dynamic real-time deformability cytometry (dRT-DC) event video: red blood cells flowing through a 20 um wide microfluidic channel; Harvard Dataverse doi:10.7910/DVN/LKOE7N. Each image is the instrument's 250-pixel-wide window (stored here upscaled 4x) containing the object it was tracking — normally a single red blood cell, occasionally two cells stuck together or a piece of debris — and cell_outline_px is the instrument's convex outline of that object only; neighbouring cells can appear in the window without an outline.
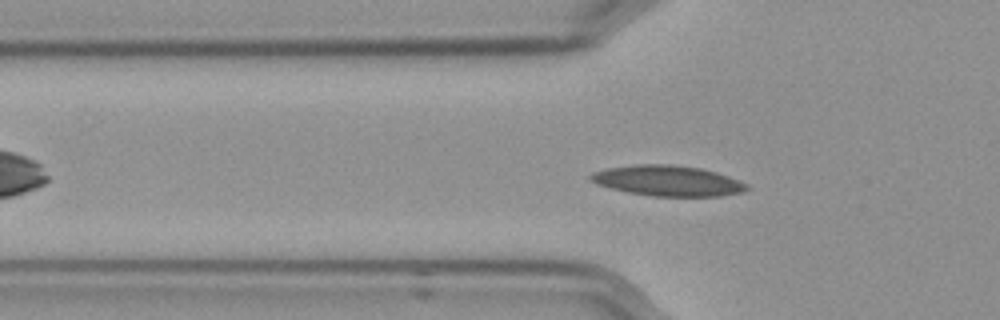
{"species": "Egyptian fruit bat (a non-hibernating species)", "species_latin": "Rousettus aegyptiacus", "temperature_condition": "cold", "stored_images_in_passage": 50, "camera_frame_rate_fps": 3000, "um_per_image_px": 0.085, "frame": {"image": 1, "passage_image": 12, "time_ms": 3.667, "image_size_px": [1000, 320], "cell_outline_px": [[748, 188], [740, 192], [720, 196], [652, 196], [628, 192], [596, 184], [588, 180], [588, 176], [592, 172], [608, 168], [636, 164], [672, 164], [700, 168], [716, 172], [728, 176], [748, 184]], "centroid_in_image_um": [56.71, 15.35], "position_along_channel_um": 69.1, "area_um2": 27.69}}
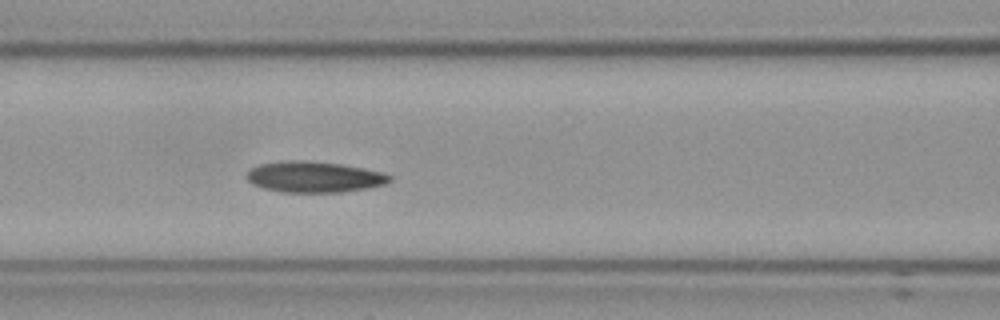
{"frame": {"image": 2, "passage_image": 18, "time_ms": 5.667, "image_size_px": [1000, 320], "cell_outline_px": [[392, 180], [384, 184], [368, 188], [340, 192], [284, 192], [264, 188], [252, 184], [244, 176], [252, 168], [260, 164], [288, 160], [304, 160], [340, 164], [380, 172], [392, 176]], "centroid_in_image_um": [26.68, 15.04], "position_along_channel_um": 139.9, "area_um2": 25.55}}
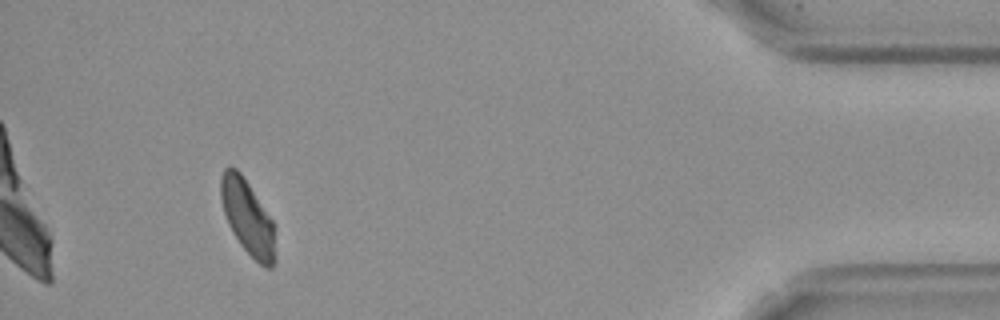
{"frame": {"image": 3, "passage_image": 46, "time_ms": 15.0, "image_size_px": [1000, 320], "cell_outline_px": [[276, 260], [272, 268], [264, 268], [240, 244], [232, 232], [228, 224], [224, 212], [220, 196], [220, 180], [224, 168], [236, 168], [240, 172], [272, 220]], "centroid_in_image_um": [21.04, 18.5], "position_along_channel_um": 414.2, "area_um2": 23.29}, "authors_computed_cell_mechanics": {"area_um2": 25.3742, "velocity_mm_per_s": 3.5647, "shape_relaxation_time_tau1_ms": 6.7093, "shape_relaxation_time_tau2_ms": null, "deformation_change_tau1": 0.151, "deformation_change_tau2": null}}